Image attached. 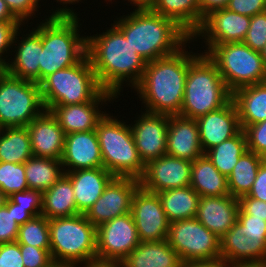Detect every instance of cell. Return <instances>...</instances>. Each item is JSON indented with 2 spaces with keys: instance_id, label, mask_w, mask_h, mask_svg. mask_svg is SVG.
Returning <instances> with one entry per match:
<instances>
[{
  "instance_id": "9f6ffc18",
  "label": "cell",
  "mask_w": 266,
  "mask_h": 267,
  "mask_svg": "<svg viewBox=\"0 0 266 267\" xmlns=\"http://www.w3.org/2000/svg\"><path fill=\"white\" fill-rule=\"evenodd\" d=\"M126 1V0H125ZM158 0H128L136 9H151Z\"/></svg>"
},
{
  "instance_id": "d590c367",
  "label": "cell",
  "mask_w": 266,
  "mask_h": 267,
  "mask_svg": "<svg viewBox=\"0 0 266 267\" xmlns=\"http://www.w3.org/2000/svg\"><path fill=\"white\" fill-rule=\"evenodd\" d=\"M247 150V138L242 129L234 137L209 149L205 155L221 174L228 177L239 161L240 156Z\"/></svg>"
},
{
  "instance_id": "6f0895ef",
  "label": "cell",
  "mask_w": 266,
  "mask_h": 267,
  "mask_svg": "<svg viewBox=\"0 0 266 267\" xmlns=\"http://www.w3.org/2000/svg\"><path fill=\"white\" fill-rule=\"evenodd\" d=\"M231 267H266V262H261V263H241V264H236Z\"/></svg>"
},
{
  "instance_id": "74e56055",
  "label": "cell",
  "mask_w": 266,
  "mask_h": 267,
  "mask_svg": "<svg viewBox=\"0 0 266 267\" xmlns=\"http://www.w3.org/2000/svg\"><path fill=\"white\" fill-rule=\"evenodd\" d=\"M0 188L7 197L14 192L29 189L25 174V163L0 162Z\"/></svg>"
},
{
  "instance_id": "ab89813d",
  "label": "cell",
  "mask_w": 266,
  "mask_h": 267,
  "mask_svg": "<svg viewBox=\"0 0 266 267\" xmlns=\"http://www.w3.org/2000/svg\"><path fill=\"white\" fill-rule=\"evenodd\" d=\"M19 226L13 215V202L7 197L5 205L0 208V244L16 242Z\"/></svg>"
},
{
  "instance_id": "277c9868",
  "label": "cell",
  "mask_w": 266,
  "mask_h": 267,
  "mask_svg": "<svg viewBox=\"0 0 266 267\" xmlns=\"http://www.w3.org/2000/svg\"><path fill=\"white\" fill-rule=\"evenodd\" d=\"M63 7L41 22L40 83L50 74L77 64L86 55L87 37L79 34L80 18L74 9Z\"/></svg>"
},
{
  "instance_id": "cb8c5ba5",
  "label": "cell",
  "mask_w": 266,
  "mask_h": 267,
  "mask_svg": "<svg viewBox=\"0 0 266 267\" xmlns=\"http://www.w3.org/2000/svg\"><path fill=\"white\" fill-rule=\"evenodd\" d=\"M238 198L226 196H200L196 219L209 231L221 238L236 223Z\"/></svg>"
},
{
  "instance_id": "6125c7cd",
  "label": "cell",
  "mask_w": 266,
  "mask_h": 267,
  "mask_svg": "<svg viewBox=\"0 0 266 267\" xmlns=\"http://www.w3.org/2000/svg\"><path fill=\"white\" fill-rule=\"evenodd\" d=\"M52 267H71V266L64 264H54Z\"/></svg>"
},
{
  "instance_id": "7c38bea8",
  "label": "cell",
  "mask_w": 266,
  "mask_h": 267,
  "mask_svg": "<svg viewBox=\"0 0 266 267\" xmlns=\"http://www.w3.org/2000/svg\"><path fill=\"white\" fill-rule=\"evenodd\" d=\"M166 240L183 262L220 257V238L196 218L170 222Z\"/></svg>"
},
{
  "instance_id": "816d5d0a",
  "label": "cell",
  "mask_w": 266,
  "mask_h": 267,
  "mask_svg": "<svg viewBox=\"0 0 266 267\" xmlns=\"http://www.w3.org/2000/svg\"><path fill=\"white\" fill-rule=\"evenodd\" d=\"M182 267H230L223 259H203L183 262Z\"/></svg>"
},
{
  "instance_id": "d6986e66",
  "label": "cell",
  "mask_w": 266,
  "mask_h": 267,
  "mask_svg": "<svg viewBox=\"0 0 266 267\" xmlns=\"http://www.w3.org/2000/svg\"><path fill=\"white\" fill-rule=\"evenodd\" d=\"M115 98L117 97L114 94L103 90L91 102L53 106L48 111L56 118L65 134L92 131L106 115L105 112L99 110L98 106H103Z\"/></svg>"
},
{
  "instance_id": "9a60e30c",
  "label": "cell",
  "mask_w": 266,
  "mask_h": 267,
  "mask_svg": "<svg viewBox=\"0 0 266 267\" xmlns=\"http://www.w3.org/2000/svg\"><path fill=\"white\" fill-rule=\"evenodd\" d=\"M140 187L138 179L114 177L85 216L95 226L131 213L132 198Z\"/></svg>"
},
{
  "instance_id": "6da1fadb",
  "label": "cell",
  "mask_w": 266,
  "mask_h": 267,
  "mask_svg": "<svg viewBox=\"0 0 266 267\" xmlns=\"http://www.w3.org/2000/svg\"><path fill=\"white\" fill-rule=\"evenodd\" d=\"M86 54L101 88L117 98L126 82L132 88L139 84L147 64L114 24L102 34L87 36Z\"/></svg>"
},
{
  "instance_id": "ee69618b",
  "label": "cell",
  "mask_w": 266,
  "mask_h": 267,
  "mask_svg": "<svg viewBox=\"0 0 266 267\" xmlns=\"http://www.w3.org/2000/svg\"><path fill=\"white\" fill-rule=\"evenodd\" d=\"M23 24L20 22H2L0 21V60L6 64V57H4V53L7 54L9 48H12L11 46L15 45L17 42L16 40L19 39L17 36L20 34L21 31L19 27H21ZM15 43V44H14ZM3 54V55H2ZM3 57V58H2Z\"/></svg>"
},
{
  "instance_id": "8d00e7d4",
  "label": "cell",
  "mask_w": 266,
  "mask_h": 267,
  "mask_svg": "<svg viewBox=\"0 0 266 267\" xmlns=\"http://www.w3.org/2000/svg\"><path fill=\"white\" fill-rule=\"evenodd\" d=\"M17 242L50 251L49 219L39 215L20 225Z\"/></svg>"
},
{
  "instance_id": "4316f807",
  "label": "cell",
  "mask_w": 266,
  "mask_h": 267,
  "mask_svg": "<svg viewBox=\"0 0 266 267\" xmlns=\"http://www.w3.org/2000/svg\"><path fill=\"white\" fill-rule=\"evenodd\" d=\"M121 264L122 267H182L183 261L167 240L140 241Z\"/></svg>"
},
{
  "instance_id": "5bb4252c",
  "label": "cell",
  "mask_w": 266,
  "mask_h": 267,
  "mask_svg": "<svg viewBox=\"0 0 266 267\" xmlns=\"http://www.w3.org/2000/svg\"><path fill=\"white\" fill-rule=\"evenodd\" d=\"M131 213L141 242L167 239L170 222L157 193L139 187L132 198Z\"/></svg>"
},
{
  "instance_id": "03108f58",
  "label": "cell",
  "mask_w": 266,
  "mask_h": 267,
  "mask_svg": "<svg viewBox=\"0 0 266 267\" xmlns=\"http://www.w3.org/2000/svg\"><path fill=\"white\" fill-rule=\"evenodd\" d=\"M263 161L266 163V155L263 157Z\"/></svg>"
},
{
  "instance_id": "b9f144b4",
  "label": "cell",
  "mask_w": 266,
  "mask_h": 267,
  "mask_svg": "<svg viewBox=\"0 0 266 267\" xmlns=\"http://www.w3.org/2000/svg\"><path fill=\"white\" fill-rule=\"evenodd\" d=\"M19 245L24 267H52L55 264L50 251L31 245Z\"/></svg>"
},
{
  "instance_id": "f546056e",
  "label": "cell",
  "mask_w": 266,
  "mask_h": 267,
  "mask_svg": "<svg viewBox=\"0 0 266 267\" xmlns=\"http://www.w3.org/2000/svg\"><path fill=\"white\" fill-rule=\"evenodd\" d=\"M190 186L204 197L229 195L227 177L204 154L192 162Z\"/></svg>"
},
{
  "instance_id": "484cf974",
  "label": "cell",
  "mask_w": 266,
  "mask_h": 267,
  "mask_svg": "<svg viewBox=\"0 0 266 267\" xmlns=\"http://www.w3.org/2000/svg\"><path fill=\"white\" fill-rule=\"evenodd\" d=\"M70 178L77 211L86 214L115 177L104 167L65 172Z\"/></svg>"
},
{
  "instance_id": "8992f818",
  "label": "cell",
  "mask_w": 266,
  "mask_h": 267,
  "mask_svg": "<svg viewBox=\"0 0 266 267\" xmlns=\"http://www.w3.org/2000/svg\"><path fill=\"white\" fill-rule=\"evenodd\" d=\"M49 231L50 253L55 264L75 267L97 259L96 227L85 214L51 219Z\"/></svg>"
},
{
  "instance_id": "db71d44e",
  "label": "cell",
  "mask_w": 266,
  "mask_h": 267,
  "mask_svg": "<svg viewBox=\"0 0 266 267\" xmlns=\"http://www.w3.org/2000/svg\"><path fill=\"white\" fill-rule=\"evenodd\" d=\"M0 21L2 22H19L8 9L6 2L0 0Z\"/></svg>"
},
{
  "instance_id": "11a10c76",
  "label": "cell",
  "mask_w": 266,
  "mask_h": 267,
  "mask_svg": "<svg viewBox=\"0 0 266 267\" xmlns=\"http://www.w3.org/2000/svg\"><path fill=\"white\" fill-rule=\"evenodd\" d=\"M83 267H122L121 262L117 261H102V260H93L88 263L81 264ZM77 267V266H75Z\"/></svg>"
},
{
  "instance_id": "3957f363",
  "label": "cell",
  "mask_w": 266,
  "mask_h": 267,
  "mask_svg": "<svg viewBox=\"0 0 266 267\" xmlns=\"http://www.w3.org/2000/svg\"><path fill=\"white\" fill-rule=\"evenodd\" d=\"M133 10L113 24L146 62L172 55L189 41L194 42L174 20L151 9Z\"/></svg>"
},
{
  "instance_id": "83f0119b",
  "label": "cell",
  "mask_w": 266,
  "mask_h": 267,
  "mask_svg": "<svg viewBox=\"0 0 266 267\" xmlns=\"http://www.w3.org/2000/svg\"><path fill=\"white\" fill-rule=\"evenodd\" d=\"M241 129L266 120V82L242 87L232 93Z\"/></svg>"
},
{
  "instance_id": "7bdbcfd3",
  "label": "cell",
  "mask_w": 266,
  "mask_h": 267,
  "mask_svg": "<svg viewBox=\"0 0 266 267\" xmlns=\"http://www.w3.org/2000/svg\"><path fill=\"white\" fill-rule=\"evenodd\" d=\"M8 198L34 216L41 215L42 210V192L38 190L27 189L22 192H14Z\"/></svg>"
},
{
  "instance_id": "e0dca14e",
  "label": "cell",
  "mask_w": 266,
  "mask_h": 267,
  "mask_svg": "<svg viewBox=\"0 0 266 267\" xmlns=\"http://www.w3.org/2000/svg\"><path fill=\"white\" fill-rule=\"evenodd\" d=\"M251 17L223 8L207 15L200 28L192 35L204 39L207 50L213 45L243 42L250 26Z\"/></svg>"
},
{
  "instance_id": "be15d7a7",
  "label": "cell",
  "mask_w": 266,
  "mask_h": 267,
  "mask_svg": "<svg viewBox=\"0 0 266 267\" xmlns=\"http://www.w3.org/2000/svg\"><path fill=\"white\" fill-rule=\"evenodd\" d=\"M5 68H0V78L2 77V75L5 73Z\"/></svg>"
},
{
  "instance_id": "f1b7e54d",
  "label": "cell",
  "mask_w": 266,
  "mask_h": 267,
  "mask_svg": "<svg viewBox=\"0 0 266 267\" xmlns=\"http://www.w3.org/2000/svg\"><path fill=\"white\" fill-rule=\"evenodd\" d=\"M77 211L70 178L63 174L57 182L42 193L41 215L47 219L72 217Z\"/></svg>"
},
{
  "instance_id": "5b68a950",
  "label": "cell",
  "mask_w": 266,
  "mask_h": 267,
  "mask_svg": "<svg viewBox=\"0 0 266 267\" xmlns=\"http://www.w3.org/2000/svg\"><path fill=\"white\" fill-rule=\"evenodd\" d=\"M232 99L216 65L200 53L188 66L180 115L197 119L225 106Z\"/></svg>"
},
{
  "instance_id": "f5cc1de1",
  "label": "cell",
  "mask_w": 266,
  "mask_h": 267,
  "mask_svg": "<svg viewBox=\"0 0 266 267\" xmlns=\"http://www.w3.org/2000/svg\"><path fill=\"white\" fill-rule=\"evenodd\" d=\"M13 215L15 217V221L22 225L29 221L34 216L27 210V208H22L20 205L13 203Z\"/></svg>"
},
{
  "instance_id": "4dcf8cb0",
  "label": "cell",
  "mask_w": 266,
  "mask_h": 267,
  "mask_svg": "<svg viewBox=\"0 0 266 267\" xmlns=\"http://www.w3.org/2000/svg\"><path fill=\"white\" fill-rule=\"evenodd\" d=\"M157 194L169 222L196 217L200 195L191 186L160 191Z\"/></svg>"
},
{
  "instance_id": "9c48e42d",
  "label": "cell",
  "mask_w": 266,
  "mask_h": 267,
  "mask_svg": "<svg viewBox=\"0 0 266 267\" xmlns=\"http://www.w3.org/2000/svg\"><path fill=\"white\" fill-rule=\"evenodd\" d=\"M203 53L216 65L231 93L242 87L266 82V67L260 52L243 42L213 45Z\"/></svg>"
},
{
  "instance_id": "f907efd6",
  "label": "cell",
  "mask_w": 266,
  "mask_h": 267,
  "mask_svg": "<svg viewBox=\"0 0 266 267\" xmlns=\"http://www.w3.org/2000/svg\"><path fill=\"white\" fill-rule=\"evenodd\" d=\"M229 0H199L200 4V26L204 18L212 11L220 10L227 7Z\"/></svg>"
},
{
  "instance_id": "d4e9b609",
  "label": "cell",
  "mask_w": 266,
  "mask_h": 267,
  "mask_svg": "<svg viewBox=\"0 0 266 267\" xmlns=\"http://www.w3.org/2000/svg\"><path fill=\"white\" fill-rule=\"evenodd\" d=\"M26 36V37H23ZM16 44L15 58L5 64L6 73L23 80L40 84V52H42L41 22ZM10 62V63H9Z\"/></svg>"
},
{
  "instance_id": "603a6c76",
  "label": "cell",
  "mask_w": 266,
  "mask_h": 267,
  "mask_svg": "<svg viewBox=\"0 0 266 267\" xmlns=\"http://www.w3.org/2000/svg\"><path fill=\"white\" fill-rule=\"evenodd\" d=\"M166 154L191 162L205 154L195 119L169 116Z\"/></svg>"
},
{
  "instance_id": "30bf717a",
  "label": "cell",
  "mask_w": 266,
  "mask_h": 267,
  "mask_svg": "<svg viewBox=\"0 0 266 267\" xmlns=\"http://www.w3.org/2000/svg\"><path fill=\"white\" fill-rule=\"evenodd\" d=\"M40 84L4 73L0 78V128L27 127L45 111Z\"/></svg>"
},
{
  "instance_id": "836d02e7",
  "label": "cell",
  "mask_w": 266,
  "mask_h": 267,
  "mask_svg": "<svg viewBox=\"0 0 266 267\" xmlns=\"http://www.w3.org/2000/svg\"><path fill=\"white\" fill-rule=\"evenodd\" d=\"M28 188L44 192L65 174L60 160L32 156L25 162Z\"/></svg>"
},
{
  "instance_id": "1f68e13d",
  "label": "cell",
  "mask_w": 266,
  "mask_h": 267,
  "mask_svg": "<svg viewBox=\"0 0 266 267\" xmlns=\"http://www.w3.org/2000/svg\"><path fill=\"white\" fill-rule=\"evenodd\" d=\"M151 10L174 20L191 37L200 28L199 0H158Z\"/></svg>"
},
{
  "instance_id": "7a4b0ae2",
  "label": "cell",
  "mask_w": 266,
  "mask_h": 267,
  "mask_svg": "<svg viewBox=\"0 0 266 267\" xmlns=\"http://www.w3.org/2000/svg\"><path fill=\"white\" fill-rule=\"evenodd\" d=\"M185 44L172 55L146 64L143 77L134 88L146 112L180 115L189 64L199 55L191 54Z\"/></svg>"
},
{
  "instance_id": "680465c9",
  "label": "cell",
  "mask_w": 266,
  "mask_h": 267,
  "mask_svg": "<svg viewBox=\"0 0 266 267\" xmlns=\"http://www.w3.org/2000/svg\"><path fill=\"white\" fill-rule=\"evenodd\" d=\"M7 196L1 191L0 188V208H2L5 205Z\"/></svg>"
},
{
  "instance_id": "ac0fdd59",
  "label": "cell",
  "mask_w": 266,
  "mask_h": 267,
  "mask_svg": "<svg viewBox=\"0 0 266 267\" xmlns=\"http://www.w3.org/2000/svg\"><path fill=\"white\" fill-rule=\"evenodd\" d=\"M141 112L130 127L140 159L146 164L166 154L169 116Z\"/></svg>"
},
{
  "instance_id": "52a82bcc",
  "label": "cell",
  "mask_w": 266,
  "mask_h": 267,
  "mask_svg": "<svg viewBox=\"0 0 266 267\" xmlns=\"http://www.w3.org/2000/svg\"><path fill=\"white\" fill-rule=\"evenodd\" d=\"M101 149L103 167L115 177L140 179L145 164L140 159L130 124L108 113L95 129Z\"/></svg>"
},
{
  "instance_id": "ba28073f",
  "label": "cell",
  "mask_w": 266,
  "mask_h": 267,
  "mask_svg": "<svg viewBox=\"0 0 266 267\" xmlns=\"http://www.w3.org/2000/svg\"><path fill=\"white\" fill-rule=\"evenodd\" d=\"M40 89L46 110L91 102L103 91L87 54L77 64L47 76Z\"/></svg>"
},
{
  "instance_id": "f6af8a7d",
  "label": "cell",
  "mask_w": 266,
  "mask_h": 267,
  "mask_svg": "<svg viewBox=\"0 0 266 267\" xmlns=\"http://www.w3.org/2000/svg\"><path fill=\"white\" fill-rule=\"evenodd\" d=\"M8 9L11 11L13 16L22 24L30 17H34L37 8H39L38 2L40 0H4Z\"/></svg>"
},
{
  "instance_id": "44dd1931",
  "label": "cell",
  "mask_w": 266,
  "mask_h": 267,
  "mask_svg": "<svg viewBox=\"0 0 266 267\" xmlns=\"http://www.w3.org/2000/svg\"><path fill=\"white\" fill-rule=\"evenodd\" d=\"M60 161L62 162L64 172L103 167L96 131L66 134L64 150Z\"/></svg>"
},
{
  "instance_id": "ffe728a7",
  "label": "cell",
  "mask_w": 266,
  "mask_h": 267,
  "mask_svg": "<svg viewBox=\"0 0 266 267\" xmlns=\"http://www.w3.org/2000/svg\"><path fill=\"white\" fill-rule=\"evenodd\" d=\"M204 153L235 135L242 129L233 99L225 106L195 119Z\"/></svg>"
},
{
  "instance_id": "4fadbf2b",
  "label": "cell",
  "mask_w": 266,
  "mask_h": 267,
  "mask_svg": "<svg viewBox=\"0 0 266 267\" xmlns=\"http://www.w3.org/2000/svg\"><path fill=\"white\" fill-rule=\"evenodd\" d=\"M140 243L132 213L96 227L97 260L122 262Z\"/></svg>"
},
{
  "instance_id": "7dc6e473",
  "label": "cell",
  "mask_w": 266,
  "mask_h": 267,
  "mask_svg": "<svg viewBox=\"0 0 266 267\" xmlns=\"http://www.w3.org/2000/svg\"><path fill=\"white\" fill-rule=\"evenodd\" d=\"M226 8L232 12L252 17L266 11V0H229Z\"/></svg>"
},
{
  "instance_id": "d6a6232c",
  "label": "cell",
  "mask_w": 266,
  "mask_h": 267,
  "mask_svg": "<svg viewBox=\"0 0 266 267\" xmlns=\"http://www.w3.org/2000/svg\"><path fill=\"white\" fill-rule=\"evenodd\" d=\"M33 155L27 127L0 129V162L21 164Z\"/></svg>"
},
{
  "instance_id": "bcb514c9",
  "label": "cell",
  "mask_w": 266,
  "mask_h": 267,
  "mask_svg": "<svg viewBox=\"0 0 266 267\" xmlns=\"http://www.w3.org/2000/svg\"><path fill=\"white\" fill-rule=\"evenodd\" d=\"M0 267H24L17 241L0 244Z\"/></svg>"
},
{
  "instance_id": "91938a15",
  "label": "cell",
  "mask_w": 266,
  "mask_h": 267,
  "mask_svg": "<svg viewBox=\"0 0 266 267\" xmlns=\"http://www.w3.org/2000/svg\"><path fill=\"white\" fill-rule=\"evenodd\" d=\"M57 2H60V4L61 3H63V5H67V4H75V3H79V1H81V0H56Z\"/></svg>"
},
{
  "instance_id": "7402d4cb",
  "label": "cell",
  "mask_w": 266,
  "mask_h": 267,
  "mask_svg": "<svg viewBox=\"0 0 266 267\" xmlns=\"http://www.w3.org/2000/svg\"><path fill=\"white\" fill-rule=\"evenodd\" d=\"M27 129L35 157L61 160L66 134L50 111L36 117Z\"/></svg>"
},
{
  "instance_id": "681fc988",
  "label": "cell",
  "mask_w": 266,
  "mask_h": 267,
  "mask_svg": "<svg viewBox=\"0 0 266 267\" xmlns=\"http://www.w3.org/2000/svg\"><path fill=\"white\" fill-rule=\"evenodd\" d=\"M247 196L266 202V163L263 161Z\"/></svg>"
},
{
  "instance_id": "8fae6325",
  "label": "cell",
  "mask_w": 266,
  "mask_h": 267,
  "mask_svg": "<svg viewBox=\"0 0 266 267\" xmlns=\"http://www.w3.org/2000/svg\"><path fill=\"white\" fill-rule=\"evenodd\" d=\"M220 258L230 267L266 262V221L240 209L236 223L220 238Z\"/></svg>"
},
{
  "instance_id": "f35d334b",
  "label": "cell",
  "mask_w": 266,
  "mask_h": 267,
  "mask_svg": "<svg viewBox=\"0 0 266 267\" xmlns=\"http://www.w3.org/2000/svg\"><path fill=\"white\" fill-rule=\"evenodd\" d=\"M243 43L260 52L266 45V11L251 17L250 26Z\"/></svg>"
},
{
  "instance_id": "e7e4bbea",
  "label": "cell",
  "mask_w": 266,
  "mask_h": 267,
  "mask_svg": "<svg viewBox=\"0 0 266 267\" xmlns=\"http://www.w3.org/2000/svg\"><path fill=\"white\" fill-rule=\"evenodd\" d=\"M0 68H5V64L0 60Z\"/></svg>"
},
{
  "instance_id": "e575fe53",
  "label": "cell",
  "mask_w": 266,
  "mask_h": 267,
  "mask_svg": "<svg viewBox=\"0 0 266 267\" xmlns=\"http://www.w3.org/2000/svg\"><path fill=\"white\" fill-rule=\"evenodd\" d=\"M262 162L263 157L250 150L240 156L231 174L227 177L231 196L239 198L249 193Z\"/></svg>"
},
{
  "instance_id": "94428289",
  "label": "cell",
  "mask_w": 266,
  "mask_h": 267,
  "mask_svg": "<svg viewBox=\"0 0 266 267\" xmlns=\"http://www.w3.org/2000/svg\"><path fill=\"white\" fill-rule=\"evenodd\" d=\"M261 57L263 59L264 65L266 67V45L265 47L260 51Z\"/></svg>"
},
{
  "instance_id": "2e32d148",
  "label": "cell",
  "mask_w": 266,
  "mask_h": 267,
  "mask_svg": "<svg viewBox=\"0 0 266 267\" xmlns=\"http://www.w3.org/2000/svg\"><path fill=\"white\" fill-rule=\"evenodd\" d=\"M192 162L165 154L145 164L140 187L152 193L184 188L191 183Z\"/></svg>"
},
{
  "instance_id": "c3c4849f",
  "label": "cell",
  "mask_w": 266,
  "mask_h": 267,
  "mask_svg": "<svg viewBox=\"0 0 266 267\" xmlns=\"http://www.w3.org/2000/svg\"><path fill=\"white\" fill-rule=\"evenodd\" d=\"M239 209L253 218H264L266 221V202L254 199L247 195L238 198Z\"/></svg>"
},
{
  "instance_id": "60d3db41",
  "label": "cell",
  "mask_w": 266,
  "mask_h": 267,
  "mask_svg": "<svg viewBox=\"0 0 266 267\" xmlns=\"http://www.w3.org/2000/svg\"><path fill=\"white\" fill-rule=\"evenodd\" d=\"M247 138V149L257 155H266V120L249 125L244 129Z\"/></svg>"
}]
</instances>
